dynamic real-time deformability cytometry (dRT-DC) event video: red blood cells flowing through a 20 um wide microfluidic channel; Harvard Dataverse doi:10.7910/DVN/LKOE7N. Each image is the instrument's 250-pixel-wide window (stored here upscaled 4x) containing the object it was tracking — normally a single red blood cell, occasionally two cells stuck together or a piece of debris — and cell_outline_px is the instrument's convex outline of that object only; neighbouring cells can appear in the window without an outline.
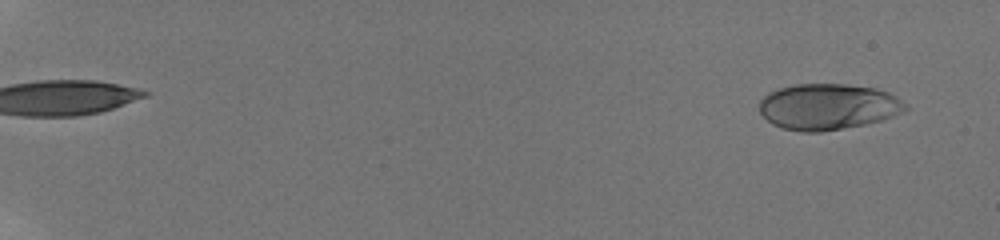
{"species": "human", "species_latin": "Homo sapiens", "temperature_condition": "room temperature", "stored_images_in_passage": 57, "camera_frame_rate_fps": 3000, "um_per_image_px": 0.085, "donor": {"sex": "male"}, "frame": {"image": 1, "passage_image": 4, "time_ms": 1.0, "image_size_px": [1000, 240], "cell_outline_px": [[908, 108], [892, 116], [880, 120], [864, 124], [820, 132], [800, 132], [784, 128], [772, 124], [760, 112], [760, 100], [768, 92], [780, 88], [796, 84], [848, 84], [876, 88], [888, 92], [896, 96]], "centroid_in_image_um": [70.35, 9.06], "position_along_channel_um": 14.6, "area_um2": 38.9}}
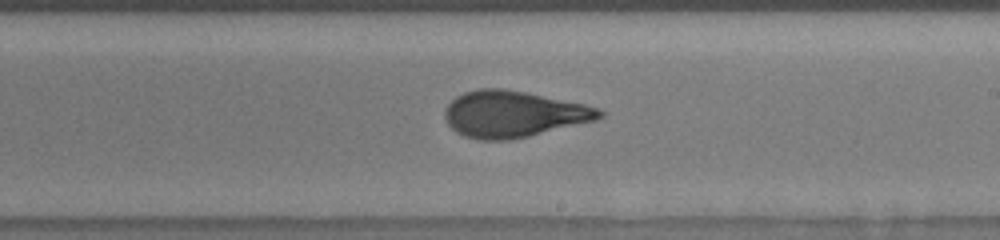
{"frame": {"image": 2, "passage_image": 38, "time_ms": 12.333, "image_size_px": [1000, 240], "cell_outline_px": [[604, 116], [596, 120], [528, 136], [508, 140], [480, 140], [464, 136], [456, 132], [448, 124], [444, 116], [444, 108], [456, 96], [464, 92], [480, 88], [504, 88], [584, 104], [600, 108], [604, 112]], "centroid_in_image_um": [43.61, 9.69], "position_along_channel_um": 245.4, "area_um2": 41.67}}
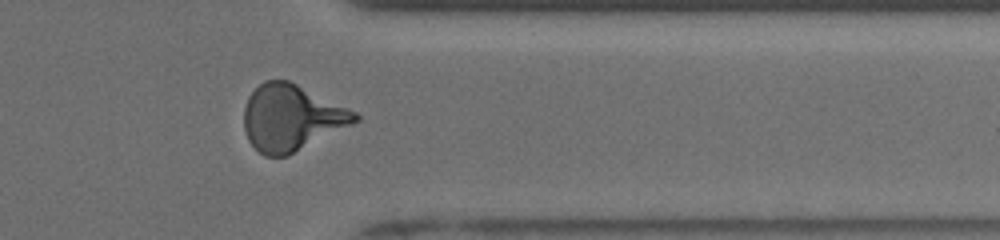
{"frame": {"image": 3, "passage_image": 49, "time_ms": 16.0, "image_size_px": [1000, 240], "cell_outline_px": [[360, 120], [288, 156], [264, 156], [248, 140], [244, 128], [244, 108], [248, 96], [264, 80], [288, 80], [356, 112], [360, 116]], "centroid_in_image_um": [24.75, 10.01], "position_along_channel_um": 386.6, "area_um2": 42.37}, "authors_computed_cell_mechanics": {"area_um2": 40.171, "velocity_mm_per_s": 3.8964, "shape_relaxation_time_tau1_ms": 4.5699, "shape_relaxation_time_tau2_ms": 0.788, "deformation_change_tau1": 0.2036, "deformation_change_tau2": 0.0873}}